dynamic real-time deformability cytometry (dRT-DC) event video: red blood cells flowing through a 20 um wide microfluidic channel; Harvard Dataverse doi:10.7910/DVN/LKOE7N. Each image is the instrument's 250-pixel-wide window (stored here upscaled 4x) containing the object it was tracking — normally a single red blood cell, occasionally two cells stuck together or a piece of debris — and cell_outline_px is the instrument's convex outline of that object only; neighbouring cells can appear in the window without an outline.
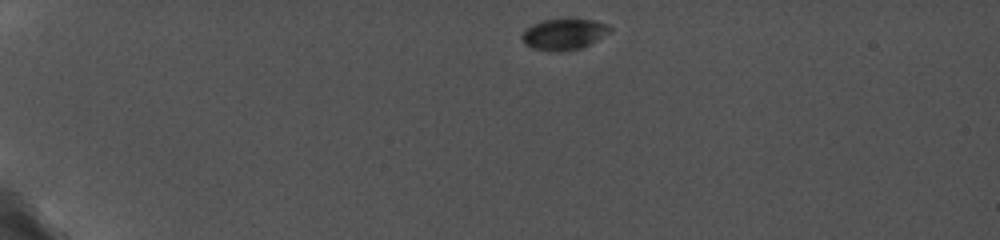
{"species": "common noctule bat (a hibernating species)", "species_latin": "Nyctalus noctula", "temperature_condition": "cold", "stored_images_in_passage": 33, "camera_frame_rate_fps": 5000, "um_per_image_px": 0.085, "animal": {"sex": "female", "body_mass_g": 19.0, "forearm_length_mm": 56.7}, "frame": {"image": 1, "passage_image": 1, "time_ms": 0.0, "image_size_px": [1000, 240], "cell_outline_px": [[612, 32], [580, 48], [560, 52], [552, 52], [532, 48], [524, 44], [520, 36], [532, 24], [544, 20], [568, 16], [592, 20], [608, 24], [612, 28]], "centroid_in_image_um": [47.94, 2.87], "position_along_channel_um": 37.1, "area_um2": 16.47}}
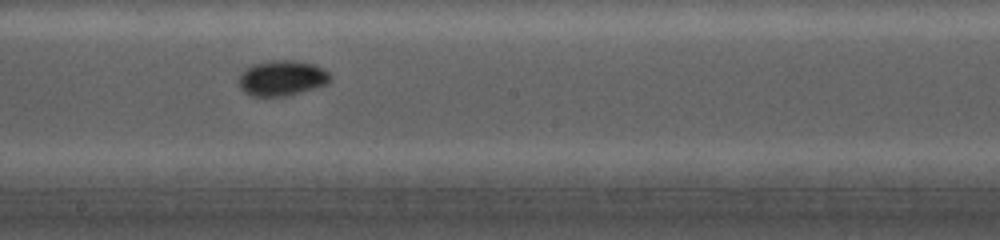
{"frame": {"image": 2, "passage_image": 18, "time_ms": 7.0, "image_size_px": [1000, 240], "cell_outline_px": [[332, 80], [328, 84], [300, 92], [284, 96], [248, 96], [240, 88], [240, 76], [248, 68], [256, 64], [272, 60], [296, 60], [312, 64], [324, 68], [332, 76]], "centroid_in_image_um": [24.02, 6.64], "position_along_channel_um": 224.2, "area_um2": 18.73}}
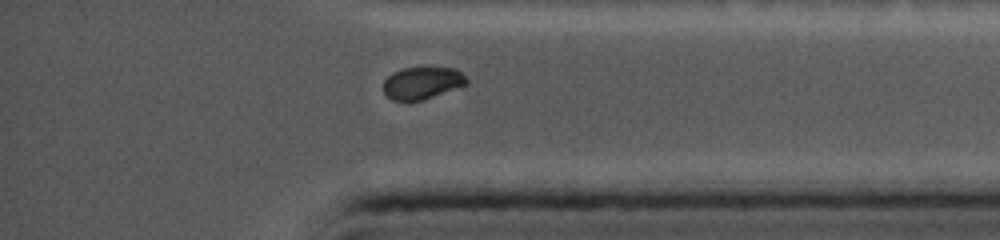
{"frame": {"image": 3, "passage_image": 30, "time_ms": 11.6, "image_size_px": [1000, 240], "cell_outline_px": [[468, 84], [424, 100], [392, 100], [384, 92], [384, 80], [392, 72], [404, 68], [456, 68], [468, 80]], "centroid_in_image_um": [35.9, 7.05], "position_along_channel_um": 399.3, "area_um2": 15.49}, "authors_computed_cell_mechanics": {"area_um2": 17.34, "velocity_mm_per_s": 3.7734, "shape_relaxation_time_tau1_ms": 0.8915, "shape_relaxation_time_tau2_ms": null, "deformation_change_tau1": 0.0355, "deformation_change_tau2": null}}